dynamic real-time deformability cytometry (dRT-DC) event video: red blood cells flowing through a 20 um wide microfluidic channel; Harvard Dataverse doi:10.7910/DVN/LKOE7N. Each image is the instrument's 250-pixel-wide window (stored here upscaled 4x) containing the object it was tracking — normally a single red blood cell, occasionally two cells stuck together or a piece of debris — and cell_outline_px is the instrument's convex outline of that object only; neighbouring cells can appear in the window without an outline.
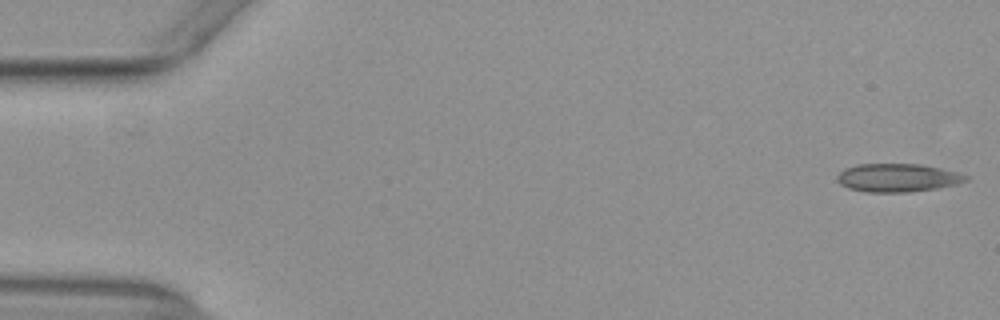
{"species": "common noctule bat (a hibernating species)", "species_latin": "Nyctalus noctula", "temperature_condition": "warm", "stored_images_in_passage": 52, "camera_frame_rate_fps": 3000, "um_per_image_px": 0.085, "animal": {"sex": "female", "body_mass_g": 29.2, "forearm_length_mm": 56.3}, "frame": {"image": 1, "passage_image": 1, "time_ms": 0.0, "image_size_px": [1000, 320], "cell_outline_px": [[968, 180], [956, 184], [936, 188], [908, 192], [868, 192], [848, 188], [840, 184], [836, 180], [836, 176], [844, 168], [856, 164], [920, 164], [940, 168], [956, 172], [968, 176]], "centroid_in_image_um": [76.25, 15.1], "position_along_channel_um": 8.8, "area_um2": 21.15}}
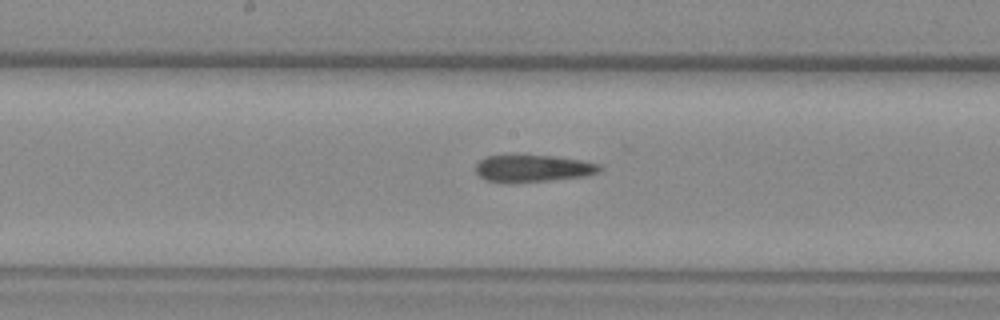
{"frame": {"image": 2, "passage_image": 27, "time_ms": 8.667, "image_size_px": [1000, 320], "cell_outline_px": [[600, 172], [584, 176], [548, 180], [484, 180], [476, 172], [476, 164], [484, 156], [552, 156], [580, 160], [600, 164]], "centroid_in_image_um": [45.33, 14.28], "position_along_channel_um": 202.9, "area_um2": 18.55}}
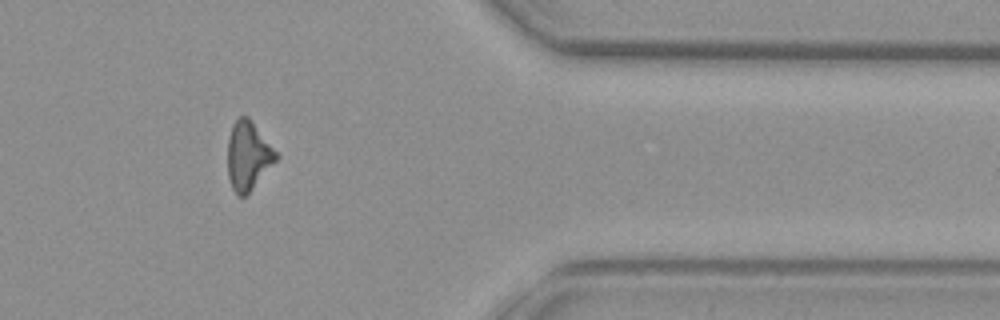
{"frame": {"image": 3, "passage_image": 43, "time_ms": 14.0, "image_size_px": [1000, 320], "cell_outline_px": [[280, 156], [252, 188], [244, 196], [236, 196], [232, 188], [228, 176], [228, 136], [232, 124], [240, 116], [248, 116], [252, 120]], "centroid_in_image_um": [21.08, 13.21], "position_along_channel_um": 390.3, "area_um2": 19.31}, "authors_computed_cell_mechanics": {"area_um2": 20.6346, "velocity_mm_per_s": 3.9468, "shape_relaxation_time_tau1_ms": null, "shape_relaxation_time_tau2_ms": 8.2594, "deformation_change_tau1": null, "deformation_change_tau2": 0.2198}}